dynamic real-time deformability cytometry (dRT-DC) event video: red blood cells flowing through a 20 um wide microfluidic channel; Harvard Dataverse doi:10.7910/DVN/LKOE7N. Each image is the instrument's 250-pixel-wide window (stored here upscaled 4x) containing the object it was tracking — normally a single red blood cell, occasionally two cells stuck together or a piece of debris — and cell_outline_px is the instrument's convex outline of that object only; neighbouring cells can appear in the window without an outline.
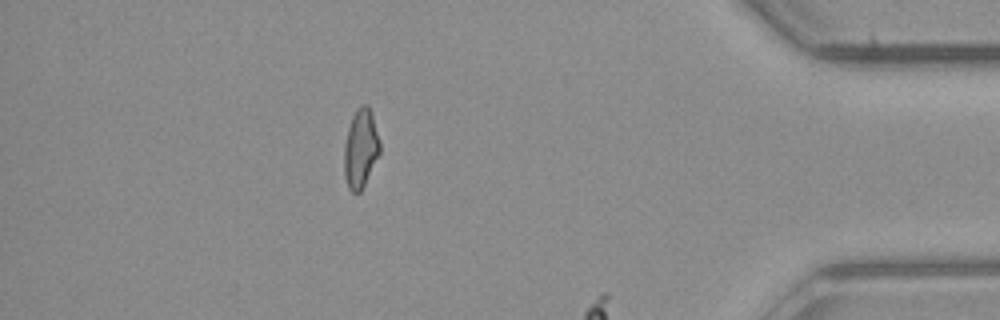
{"species": "common noctule bat (a hibernating species)", "species_latin": "Nyctalus noctula", "temperature_condition": "room temperature", "stored_images_in_passage": 37, "camera_frame_rate_fps": 3000, "um_per_image_px": 0.085, "animal": {"sex": "male", "body_mass_g": 23.1, "forearm_length_mm": 52.7}, "frame": {"image": 1, "passage_image": 31, "time_ms": 10.0, "image_size_px": [1000, 320], "cell_outline_px": [[380, 152], [360, 192], [352, 192], [348, 188], [344, 176], [344, 148], [348, 128], [352, 116], [356, 108], [360, 104], [368, 104], [372, 112], [380, 140]], "centroid_in_image_um": [30.65, 12.57], "position_along_channel_um": 404.5, "area_um2": 16.47}}